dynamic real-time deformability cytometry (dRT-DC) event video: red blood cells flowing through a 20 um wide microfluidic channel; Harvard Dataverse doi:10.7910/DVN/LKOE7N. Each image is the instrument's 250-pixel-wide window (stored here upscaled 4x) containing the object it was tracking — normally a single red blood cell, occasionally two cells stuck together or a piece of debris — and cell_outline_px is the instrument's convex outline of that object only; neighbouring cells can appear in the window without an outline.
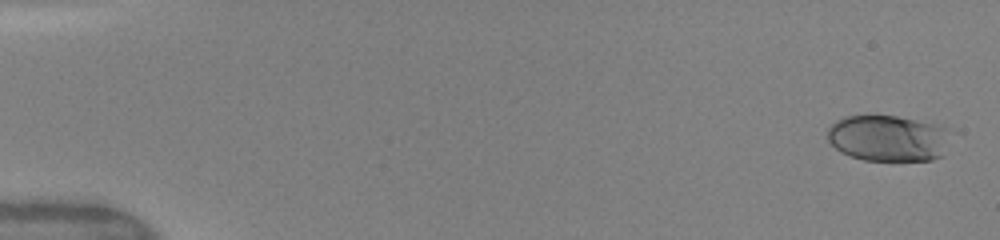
{"species": "human", "species_latin": "Homo sapiens", "temperature_condition": "warm", "stored_images_in_passage": 24, "camera_frame_rate_fps": 3000, "um_per_image_px": 0.085, "donor": {"sex": "female"}, "frame": {"image": 1, "passage_image": 1, "time_ms": 0.0, "image_size_px": [1000, 240], "cell_outline_px": [[956, 132], [944, 156], [932, 160], [864, 160], [840, 152], [828, 140], [828, 128], [836, 120], [844, 116], [896, 116], [944, 124], [952, 128]], "centroid_in_image_um": [75.67, 11.73], "position_along_channel_um": 9.3, "area_um2": 34.28}}
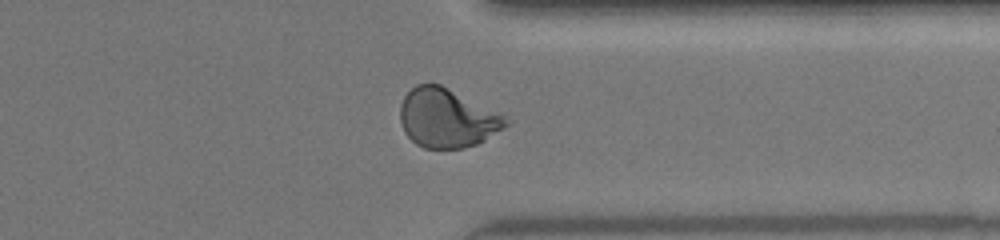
{"frame": {"image": 2, "passage_image": 16, "time_ms": 12.667, "image_size_px": [1000, 240], "cell_outline_px": [[508, 124], [504, 128], [484, 140], [476, 144], [464, 148], [424, 148], [416, 144], [404, 132], [400, 120], [400, 104], [404, 96], [416, 84], [440, 84], [504, 116]], "centroid_in_image_um": [37.95, 10.05], "position_along_channel_um": 373.5, "area_um2": 35.72}}
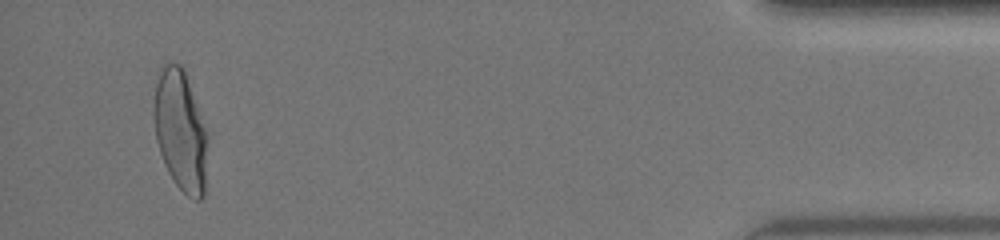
{"frame": {"image": 3, "passage_image": 22, "time_ms": 15.333, "image_size_px": [1000, 240], "cell_outline_px": [[208, 140], [204, 196], [200, 200], [196, 200], [188, 196], [172, 180], [164, 164], [156, 140], [152, 104], [156, 72], [164, 64], [180, 64], [184, 72], [208, 136]], "centroid_in_image_um": [15.3, 11.11], "position_along_channel_um": 419.9, "area_um2": 37.92}, "authors_computed_cell_mechanics": {"area_um2": 35.6048, "velocity_mm_per_s": 4.114, "shape_relaxation_time_tau1_ms": 3.5138, "shape_relaxation_time_tau2_ms": null, "deformation_change_tau1": 0.1738, "deformation_change_tau2": null}}